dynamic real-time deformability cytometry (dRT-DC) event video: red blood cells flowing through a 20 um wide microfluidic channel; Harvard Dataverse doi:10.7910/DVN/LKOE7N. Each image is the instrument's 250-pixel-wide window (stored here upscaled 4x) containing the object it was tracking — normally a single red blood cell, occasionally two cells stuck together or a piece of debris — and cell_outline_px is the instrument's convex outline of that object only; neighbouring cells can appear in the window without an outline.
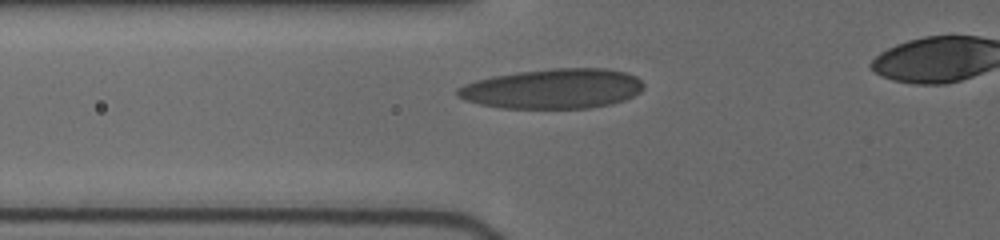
{"species": "human", "species_latin": "Homo sapiens", "temperature_condition": "cold", "stored_images_in_passage": 13, "camera_frame_rate_fps": 3000, "um_per_image_px": 0.085, "donor": {"sex": "female"}, "frame": {"image": 1, "passage_image": 5, "time_ms": 2.667, "image_size_px": [1000, 240], "cell_outline_px": [[644, 88], [640, 92], [624, 100], [612, 104], [588, 108], [500, 108], [480, 104], [464, 100], [456, 96], [456, 88], [464, 84], [476, 80], [492, 76], [516, 72], [552, 68], [608, 68], [624, 72], [636, 76], [644, 84]], "centroid_in_image_um": [46.98, 7.54], "position_along_channel_um": 78.8, "area_um2": 43.58}}
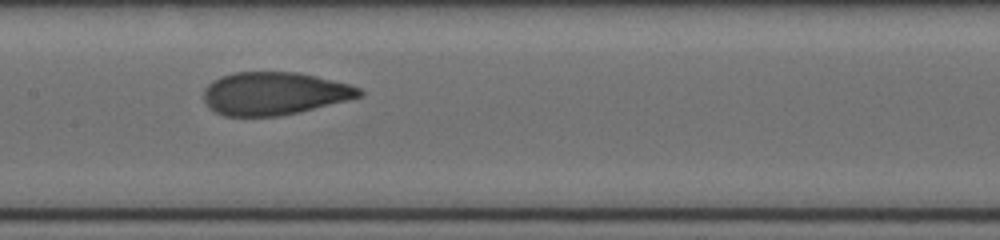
{"frame": {"image": 2, "passage_image": 9, "time_ms": 5.333, "image_size_px": [1000, 240], "cell_outline_px": [[364, 92], [360, 96], [300, 112], [276, 116], [224, 116], [208, 108], [204, 100], [204, 88], [212, 80], [220, 76], [232, 72], [296, 72], [316, 76], [348, 84], [360, 88]], "centroid_in_image_um": [23.25, 7.94], "position_along_channel_um": 184.2, "area_um2": 38.78}}
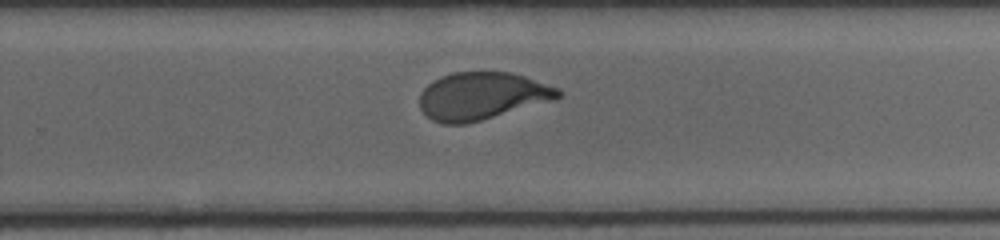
{"frame": {"image": 3, "passage_image": 13, "time_ms": 8.0, "image_size_px": [1000, 240], "cell_outline_px": [[564, 92], [556, 100], [480, 120], [464, 124], [444, 124], [432, 120], [420, 108], [420, 92], [432, 80], [456, 72], [512, 72], [560, 88]], "centroid_in_image_um": [41.0, 8.15], "position_along_channel_um": 288.8, "area_um2": 38.32}}